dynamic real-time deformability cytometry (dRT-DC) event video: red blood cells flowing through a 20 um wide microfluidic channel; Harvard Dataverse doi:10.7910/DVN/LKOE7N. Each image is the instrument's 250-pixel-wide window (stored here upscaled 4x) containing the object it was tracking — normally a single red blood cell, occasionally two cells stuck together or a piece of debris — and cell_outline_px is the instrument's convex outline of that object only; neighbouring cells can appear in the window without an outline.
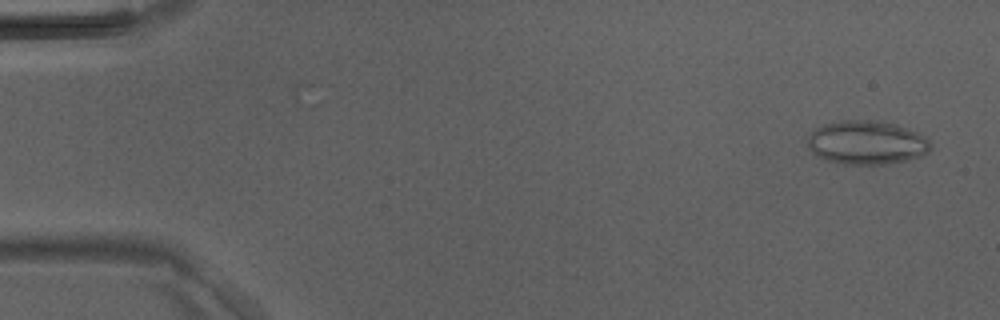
{"species": "Egyptian fruit bat (a non-hibernating species)", "species_latin": "Rousettus aegyptiacus", "temperature_condition": "room temperature", "stored_images_in_passage": 43, "camera_frame_rate_fps": 3000, "um_per_image_px": 0.085, "animal": {"sex": "male"}, "frame": {"image": 1, "passage_image": 2, "time_ms": 0.333, "image_size_px": [1000, 320], "cell_outline_px": [[932, 148], [928, 152], [920, 156], [908, 160], [888, 164], [844, 164], [828, 160], [816, 156], [808, 148], [808, 136], [816, 128], [824, 124], [844, 120], [880, 120], [896, 124], [916, 132], [924, 136], [932, 144]], "centroid_in_image_um": [73.68, 12.12], "position_along_channel_um": 11.3, "area_um2": 31.5}}
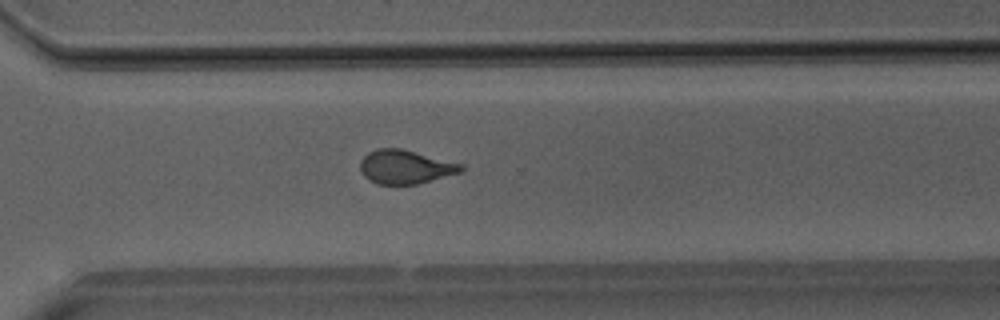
{"frame": {"image": 2, "passage_image": 32, "time_ms": 10.333, "image_size_px": [1000, 320], "cell_outline_px": [[464, 168], [460, 172], [416, 184], [376, 184], [368, 180], [360, 172], [360, 160], [368, 152], [376, 148], [404, 148], [464, 164]], "centroid_in_image_um": [34.43, 14.16], "position_along_channel_um": 336.2, "area_um2": 20.11}}
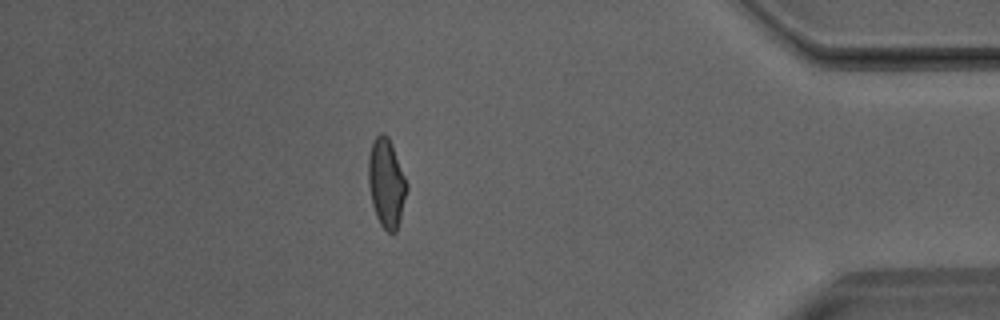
{"frame": {"image": 3, "passage_image": 39, "time_ms": 12.667, "image_size_px": [1000, 320], "cell_outline_px": [[408, 188], [400, 220], [396, 232], [388, 232], [380, 224], [376, 216], [372, 204], [368, 184], [368, 156], [372, 140], [380, 132], [384, 132], [388, 136], [392, 144], [408, 184]], "centroid_in_image_um": [32.83, 15.53], "position_along_channel_um": 402.4, "area_um2": 20.11}}